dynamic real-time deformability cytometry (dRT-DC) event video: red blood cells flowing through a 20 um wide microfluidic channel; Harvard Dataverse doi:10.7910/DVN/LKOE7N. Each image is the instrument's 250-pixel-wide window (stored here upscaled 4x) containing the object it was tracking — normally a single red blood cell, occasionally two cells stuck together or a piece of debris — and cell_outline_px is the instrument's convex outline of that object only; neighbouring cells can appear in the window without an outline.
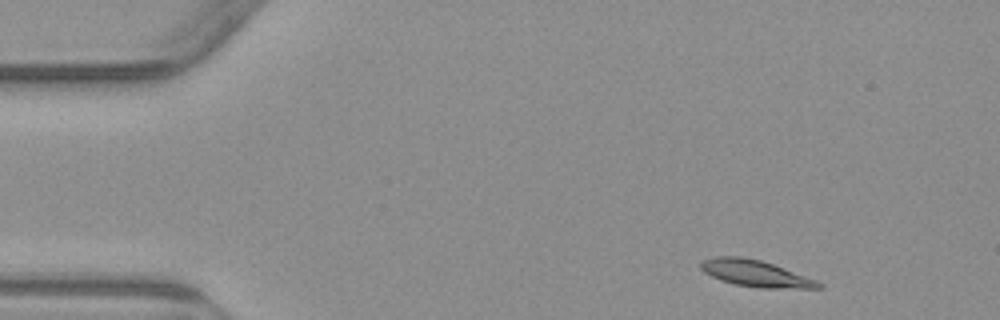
{"species": "common noctule bat (a hibernating species)", "species_latin": "Nyctalus noctula", "temperature_condition": "warm", "stored_images_in_passage": 4, "camera_frame_rate_fps": 3000, "um_per_image_px": 0.085, "animal": {"sex": "male", "body_mass_g": 23.1, "forearm_length_mm": 52.7}, "frame": {"image": 1, "passage_image": 1, "time_ms": 0.0, "image_size_px": [1000, 320], "cell_outline_px": [[824, 288], [760, 288], [736, 284], [720, 280], [704, 272], [700, 268], [700, 260], [716, 256], [740, 256], [760, 260], [784, 268], [816, 280], [824, 284]], "centroid_in_image_um": [64.2, 23.24], "position_along_channel_um": 20.8, "area_um2": 18.15}}